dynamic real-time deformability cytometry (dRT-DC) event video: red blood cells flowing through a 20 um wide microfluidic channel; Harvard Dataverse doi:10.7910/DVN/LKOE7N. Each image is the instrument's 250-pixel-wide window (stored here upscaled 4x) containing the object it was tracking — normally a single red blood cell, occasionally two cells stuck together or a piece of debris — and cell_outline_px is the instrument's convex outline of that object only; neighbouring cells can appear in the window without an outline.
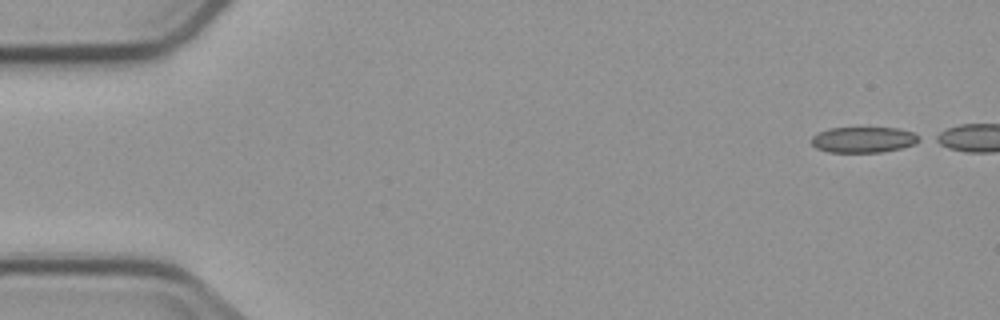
{"species": "common noctule bat (a hibernating species)", "species_latin": "Nyctalus noctula", "temperature_condition": "cold", "stored_images_in_passage": 6, "camera_frame_rate_fps": 3000, "um_per_image_px": 0.085, "animal": {"sex": "male", "body_mass_g": 23.1, "forearm_length_mm": 52.7}, "frame": {"image": 1, "passage_image": 1, "time_ms": 0.0, "image_size_px": [1000, 320], "cell_outline_px": [[924, 140], [916, 144], [900, 148], [880, 152], [828, 152], [816, 148], [812, 144], [812, 136], [828, 128], [900, 128], [912, 132], [920, 136]], "centroid_in_image_um": [73.44, 11.87], "position_along_channel_um": 11.6, "area_um2": 16.24}}